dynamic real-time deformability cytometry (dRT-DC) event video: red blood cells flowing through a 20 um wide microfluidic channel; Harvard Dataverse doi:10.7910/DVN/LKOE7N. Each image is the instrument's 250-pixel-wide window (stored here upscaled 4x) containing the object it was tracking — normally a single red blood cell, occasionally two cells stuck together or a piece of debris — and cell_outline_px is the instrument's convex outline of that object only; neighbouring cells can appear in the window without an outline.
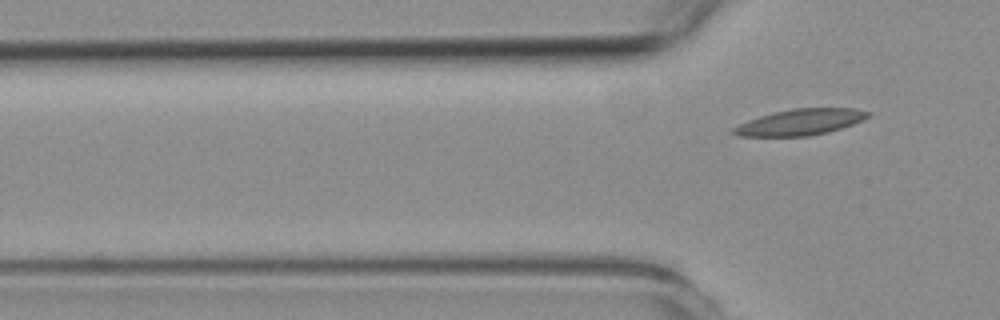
{"species": "common noctule bat (a hibernating species)", "species_latin": "Nyctalus noctula", "temperature_condition": "room temperature", "stored_images_in_passage": 5, "camera_frame_rate_fps": 3000, "um_per_image_px": 0.085, "animal": {"sex": "female", "body_mass_g": 19.3, "forearm_length_mm": 54.1}, "frame": {"image": 1, "passage_image": 5, "time_ms": 6.333, "image_size_px": [1000, 320], "cell_outline_px": [[872, 112], [868, 116], [852, 124], [828, 132], [808, 136], [740, 136], [728, 132], [732, 128], [748, 120], [772, 112], [792, 108], [856, 108]], "centroid_in_image_um": [67.98, 10.37], "position_along_channel_um": 57.8, "area_um2": 20.4}}